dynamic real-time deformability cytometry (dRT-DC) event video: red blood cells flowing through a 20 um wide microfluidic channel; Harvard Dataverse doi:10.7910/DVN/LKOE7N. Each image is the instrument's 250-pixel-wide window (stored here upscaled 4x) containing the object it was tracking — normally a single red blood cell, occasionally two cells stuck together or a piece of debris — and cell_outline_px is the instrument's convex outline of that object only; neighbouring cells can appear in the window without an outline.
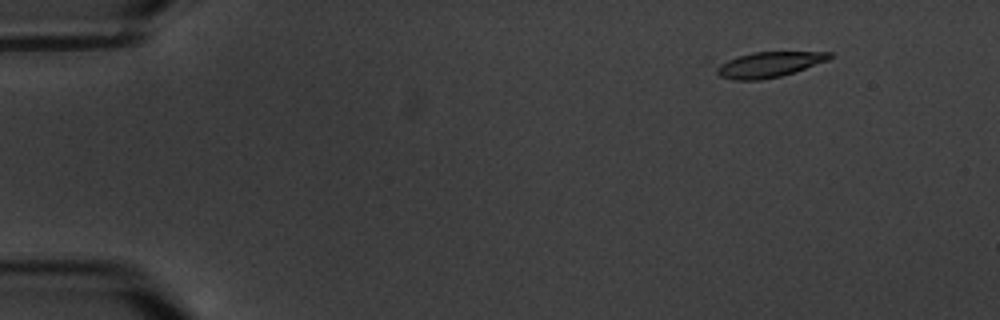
{"species": "common noctule bat (a hibernating species)", "species_latin": "Nyctalus noctula", "temperature_condition": "warm", "stored_images_in_passage": 9, "camera_frame_rate_fps": 3000, "um_per_image_px": 0.085, "animal": {"sex": "male", "body_mass_g": 20.1, "forearm_length_mm": 53.5}, "frame": {"image": 1, "passage_image": 1, "time_ms": 0.0, "image_size_px": [1000, 320], "cell_outline_px": [[832, 56], [828, 60], [780, 76], [760, 80], [736, 80], [720, 76], [716, 72], [716, 64], [752, 52], [832, 52]], "centroid_in_image_um": [65.33, 5.48], "position_along_channel_um": 19.7, "area_um2": 16.42}}
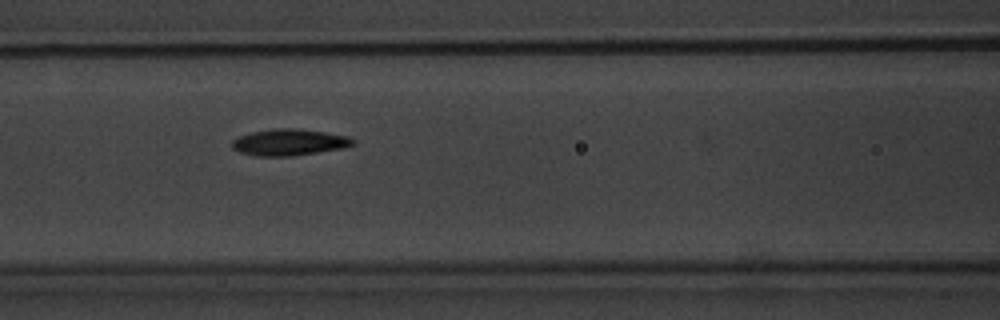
{"frame": {"image": 2, "passage_image": 7, "time_ms": 6.667, "image_size_px": [1000, 320], "cell_outline_px": [[356, 144], [344, 148], [292, 156], [256, 156], [240, 152], [232, 148], [232, 140], [240, 136], [252, 132], [276, 128], [292, 128], [324, 132], [348, 136], [356, 140]], "centroid_in_image_um": [24.61, 12.1], "position_along_channel_um": 142.0, "area_um2": 18.61}}
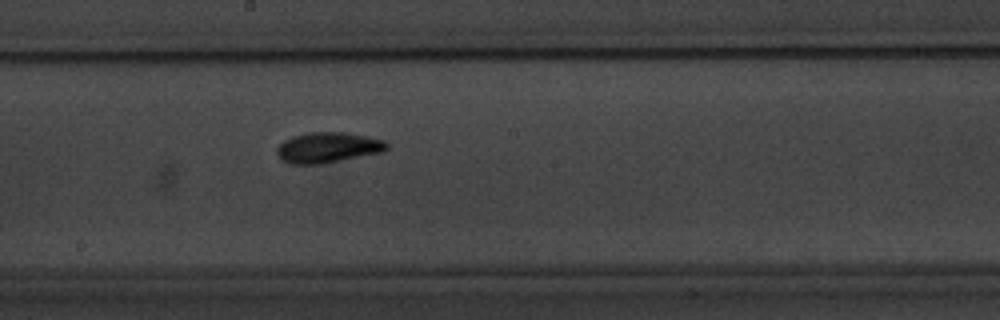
{"frame": {"image": 3, "passage_image": 9, "time_ms": 9.0, "image_size_px": [1000, 320], "cell_outline_px": [[388, 148], [384, 152], [320, 164], [288, 164], [280, 160], [276, 152], [276, 148], [284, 140], [292, 136], [308, 132], [344, 132], [384, 140], [388, 144]], "centroid_in_image_um": [27.83, 12.55], "position_along_channel_um": 220.4, "area_um2": 19.65}}